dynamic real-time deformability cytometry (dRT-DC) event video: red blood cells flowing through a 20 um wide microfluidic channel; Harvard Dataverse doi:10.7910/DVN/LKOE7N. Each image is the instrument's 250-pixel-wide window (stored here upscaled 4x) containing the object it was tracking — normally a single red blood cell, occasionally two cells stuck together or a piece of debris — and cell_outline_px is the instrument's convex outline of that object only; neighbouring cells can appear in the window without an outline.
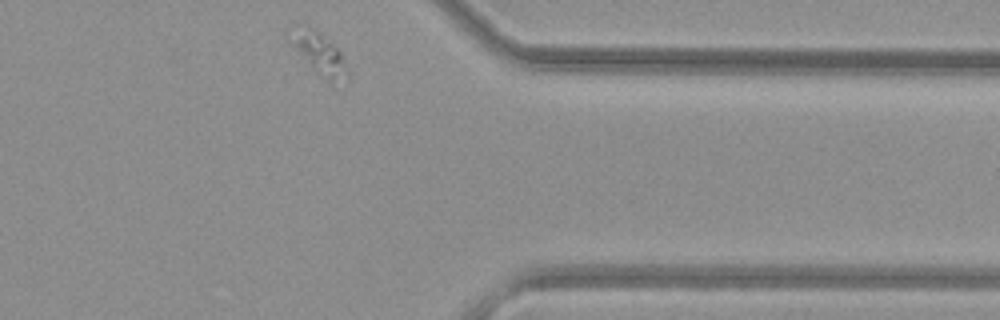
{"species": "common noctule bat (a hibernating species)", "species_latin": "Nyctalus noctula", "temperature_condition": "warm", "stored_images_in_passage": 32, "camera_frame_rate_fps": 3000, "um_per_image_px": 0.085, "animal": {"sex": "female", "body_mass_g": 29.2, "forearm_length_mm": 56.3}, "frame": {"image": 1, "passage_image": 32, "time_ms": 10.333, "image_size_px": [1000, 320], "cell_outline_px": [[348, 80], [328, 80], [312, 68], [296, 44], [296, 40], [304, 24], [308, 24], [316, 28], [340, 52], [348, 72]], "centroid_in_image_um": [27.33, 4.6], "position_along_channel_um": 384.1, "area_um2": 12.02}}